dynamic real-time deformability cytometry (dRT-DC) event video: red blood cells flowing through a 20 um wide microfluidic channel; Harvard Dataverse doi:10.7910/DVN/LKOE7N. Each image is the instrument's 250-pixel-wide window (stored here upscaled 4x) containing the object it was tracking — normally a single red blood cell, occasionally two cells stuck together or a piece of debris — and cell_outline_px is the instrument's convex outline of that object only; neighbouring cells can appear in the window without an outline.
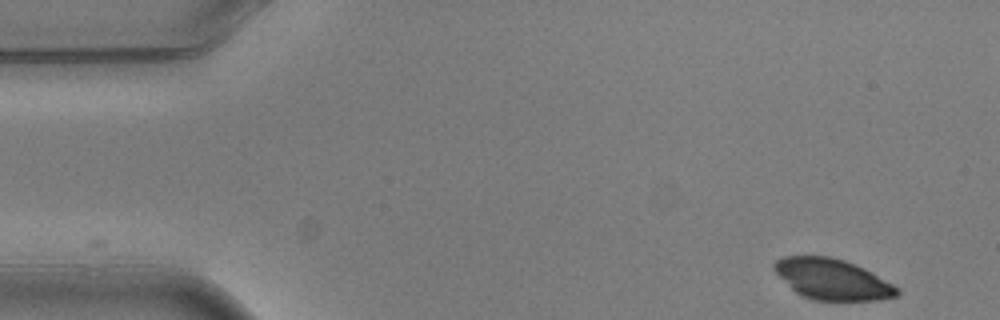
{"species": "common noctule bat (a hibernating species)", "species_latin": "Nyctalus noctula", "temperature_condition": "warm", "stored_images_in_passage": 4, "camera_frame_rate_fps": 3000, "um_per_image_px": 0.085, "animal": {"sex": "male", "body_mass_g": 20.5, "forearm_length_mm": 52.5}, "frame": {"image": 1, "passage_image": 1, "time_ms": 0.0, "image_size_px": [1000, 320], "cell_outline_px": [[900, 296], [880, 300], [812, 300], [800, 296], [772, 268], [772, 264], [776, 260], [784, 256], [828, 256], [844, 260], [864, 268], [872, 272], [900, 288]], "centroid_in_image_um": [70.78, 23.74], "position_along_channel_um": 14.2, "area_um2": 29.25}}